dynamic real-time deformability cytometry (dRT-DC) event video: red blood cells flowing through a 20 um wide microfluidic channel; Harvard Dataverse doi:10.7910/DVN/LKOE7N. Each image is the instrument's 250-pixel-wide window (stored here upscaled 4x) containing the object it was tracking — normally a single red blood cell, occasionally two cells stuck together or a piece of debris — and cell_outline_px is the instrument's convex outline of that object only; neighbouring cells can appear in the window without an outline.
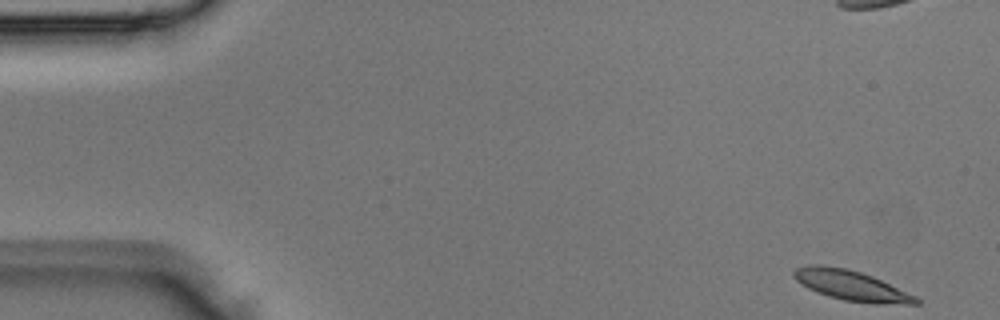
{"species": "Egyptian fruit bat (a non-hibernating species)", "species_latin": "Rousettus aegyptiacus", "temperature_condition": "room temperature", "stored_images_in_passage": 8, "camera_frame_rate_fps": 3000, "um_per_image_px": 0.085, "animal": {"sex": "male"}, "frame": {"image": 1, "passage_image": 1, "time_ms": 0.0, "image_size_px": [1000, 320], "cell_outline_px": [[920, 304], [876, 304], [844, 300], [828, 296], [816, 292], [808, 288], [796, 280], [792, 276], [792, 272], [796, 268], [808, 264], [820, 264], [844, 268], [860, 272], [872, 276], [916, 296], [920, 300]], "centroid_in_image_um": [72.33, 24.27], "position_along_channel_um": 12.7, "area_um2": 21.44}}
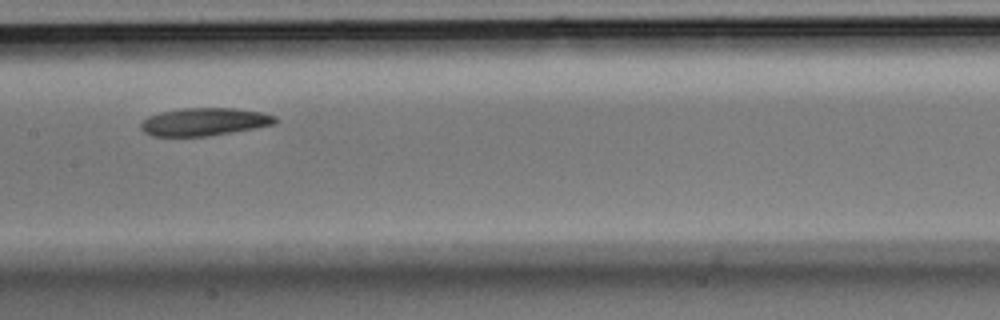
{"frame": {"image": 2, "passage_image": 7, "time_ms": 2.0, "image_size_px": [1000, 320], "cell_outline_px": [[280, 120], [276, 124], [208, 136], [152, 136], [144, 132], [140, 128], [140, 124], [148, 116], [160, 112], [184, 108], [236, 108], [260, 112], [276, 116]], "centroid_in_image_um": [17.38, 10.35], "position_along_channel_um": 190.0, "area_um2": 21.79}}
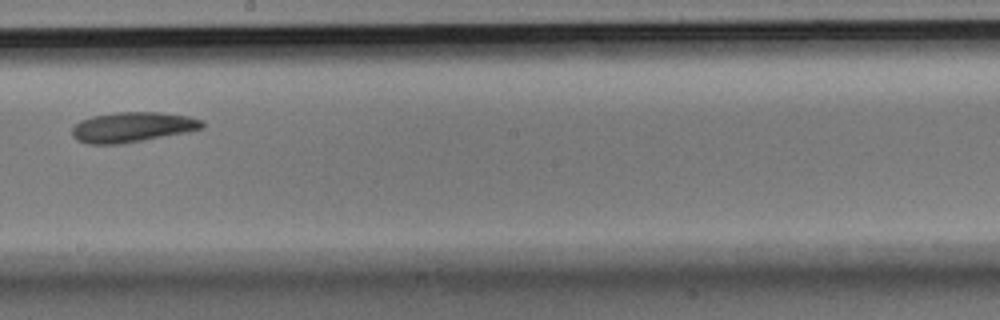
{"frame": {"image": 3, "passage_image": 8, "time_ms": 2.333, "image_size_px": [1000, 320], "cell_outline_px": [[204, 128], [188, 132], [144, 140], [120, 144], [88, 144], [76, 140], [72, 136], [72, 128], [80, 120], [92, 116], [116, 112], [160, 112], [188, 116], [204, 120]], "centroid_in_image_um": [11.26, 10.8], "position_along_channel_um": 236.9, "area_um2": 23.0}}